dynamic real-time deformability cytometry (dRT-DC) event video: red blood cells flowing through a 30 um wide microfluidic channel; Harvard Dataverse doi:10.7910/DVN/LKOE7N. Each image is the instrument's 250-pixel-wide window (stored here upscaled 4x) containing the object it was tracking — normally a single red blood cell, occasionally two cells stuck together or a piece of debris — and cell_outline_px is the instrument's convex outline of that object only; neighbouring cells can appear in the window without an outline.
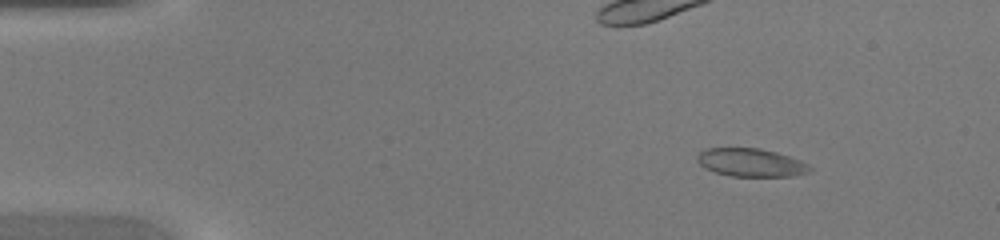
{"species": "common noctule bat (a hibernating species)", "species_latin": "Nyctalus noctula", "temperature_condition": "warm", "stored_images_in_passage": 45, "camera_frame_rate_fps": 3000, "um_per_image_px": 0.085, "animal": {"sex": "female", "body_mass_g": 20.0, "forearm_length_mm": 54.0}, "frame": {"image": 1, "passage_image": 6, "time_ms": 1.667, "image_size_px": [1000, 240], "cell_outline_px": [[812, 168], [808, 172], [792, 176], [732, 176], [716, 172], [704, 168], [696, 160], [696, 156], [704, 148], [760, 148], [776, 152], [800, 160], [808, 164]], "centroid_in_image_um": [63.8, 13.81], "position_along_channel_um": 21.2, "area_um2": 18.44}}
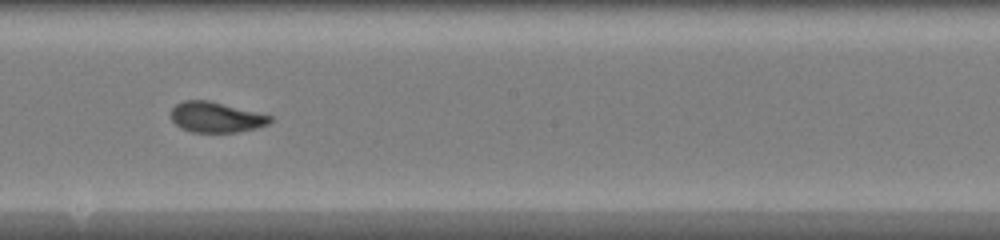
{"frame": {"image": 2, "passage_image": 26, "time_ms": 8.333, "image_size_px": [1000, 240], "cell_outline_px": [[272, 120], [268, 124], [256, 128], [236, 132], [192, 132], [180, 128], [172, 120], [168, 112], [176, 104], [184, 100], [208, 100], [272, 116]], "centroid_in_image_um": [18.31, 9.96], "position_along_channel_um": 229.9, "area_um2": 17.57}}
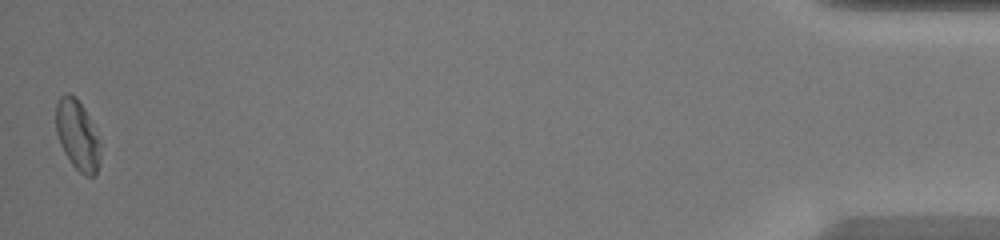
{"frame": {"image": 3, "passage_image": 45, "time_ms": 14.667, "image_size_px": [1000, 240], "cell_outline_px": [[100, 156], [96, 172], [92, 176], [84, 176], [72, 164], [64, 152], [60, 144], [56, 132], [56, 104], [60, 96], [64, 92], [68, 92], [76, 96], [84, 108], [88, 116], [100, 144]], "centroid_in_image_um": [6.55, 11.45], "position_along_channel_um": 428.6, "area_um2": 17.98}}